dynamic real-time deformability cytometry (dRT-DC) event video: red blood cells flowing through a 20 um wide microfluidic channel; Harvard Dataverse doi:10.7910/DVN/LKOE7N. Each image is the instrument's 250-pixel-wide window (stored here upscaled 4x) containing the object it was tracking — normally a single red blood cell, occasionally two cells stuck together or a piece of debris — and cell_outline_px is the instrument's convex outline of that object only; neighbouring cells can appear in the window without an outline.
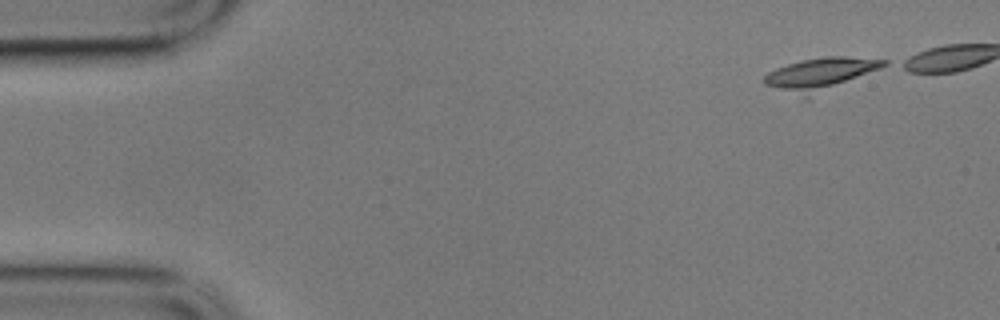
{"species": "common noctule bat (a hibernating species)", "species_latin": "Nyctalus noctula", "temperature_condition": "cold", "stored_images_in_passage": 43, "camera_frame_rate_fps": 3000, "um_per_image_px": 0.085, "animal": {"sex": "male", "body_mass_g": 17.9}, "frame": {"image": 1, "passage_image": 1, "time_ms": 0.0, "image_size_px": [1000, 320], "cell_outline_px": [[888, 64], [880, 68], [808, 100], [804, 100], [764, 84], [764, 76], [768, 72], [776, 68], [788, 64], [804, 60], [824, 56], [844, 56], [888, 60]], "centroid_in_image_um": [69.69, 6.35], "position_along_channel_um": 15.3, "area_um2": 23.0}}
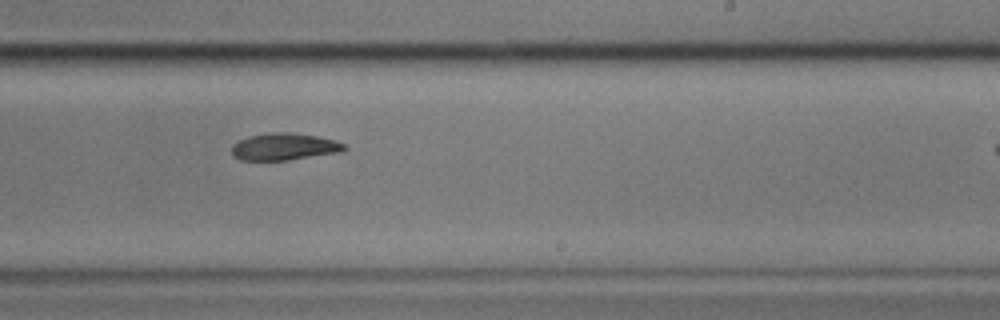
{"frame": {"image": 2, "passage_image": 31, "time_ms": 10.0, "image_size_px": [1000, 320], "cell_outline_px": [[348, 148], [344, 152], [288, 160], [240, 160], [232, 156], [232, 144], [248, 136], [268, 132], [288, 132], [316, 136], [332, 140], [344, 144]], "centroid_in_image_um": [24.15, 12.47], "position_along_channel_um": 264.8, "area_um2": 17.86}}
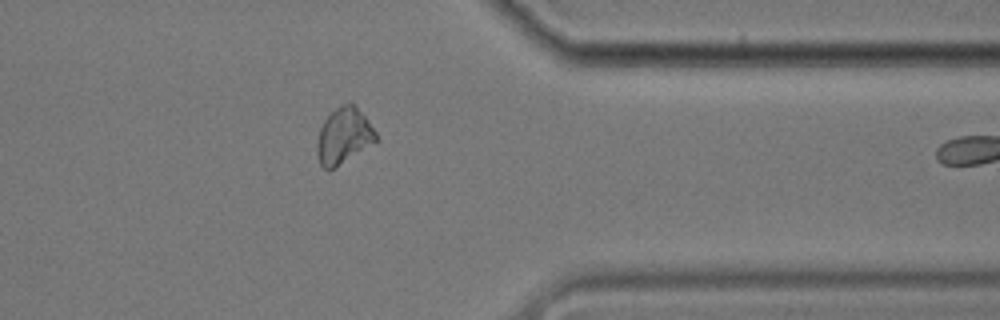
{"frame": {"image": 3, "passage_image": 42, "time_ms": 13.667, "image_size_px": [1000, 320], "cell_outline_px": [[380, 140], [332, 168], [324, 168], [320, 164], [316, 152], [316, 144], [320, 128], [324, 120], [340, 104], [352, 104], [364, 116], [376, 132]], "centroid_in_image_um": [29.21, 11.55], "position_along_channel_um": 382.2, "area_um2": 18.79}}